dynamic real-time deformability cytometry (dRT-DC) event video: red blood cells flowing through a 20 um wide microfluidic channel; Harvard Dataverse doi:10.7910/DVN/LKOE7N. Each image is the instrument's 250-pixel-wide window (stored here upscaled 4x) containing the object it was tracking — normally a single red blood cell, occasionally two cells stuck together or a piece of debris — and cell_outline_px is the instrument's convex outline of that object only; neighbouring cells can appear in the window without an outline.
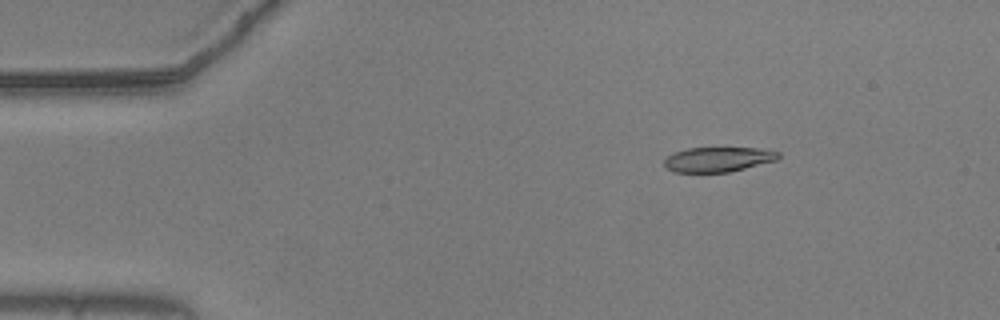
{"species": "common noctule bat (a hibernating species)", "species_latin": "Nyctalus noctula", "temperature_condition": "warm", "stored_images_in_passage": 53, "camera_frame_rate_fps": 3000, "um_per_image_px": 0.085, "animal": {"sex": "male", "body_mass_g": 20.5, "forearm_length_mm": 52.5}, "frame": {"image": 1, "passage_image": 6, "time_ms": 1.667, "image_size_px": [1000, 320], "cell_outline_px": [[780, 156], [776, 160], [728, 172], [672, 172], [664, 168], [664, 160], [668, 156], [676, 152], [688, 148], [756, 148], [780, 152]], "centroid_in_image_um": [61.0, 13.55], "position_along_channel_um": 24.0, "area_um2": 16.36}}
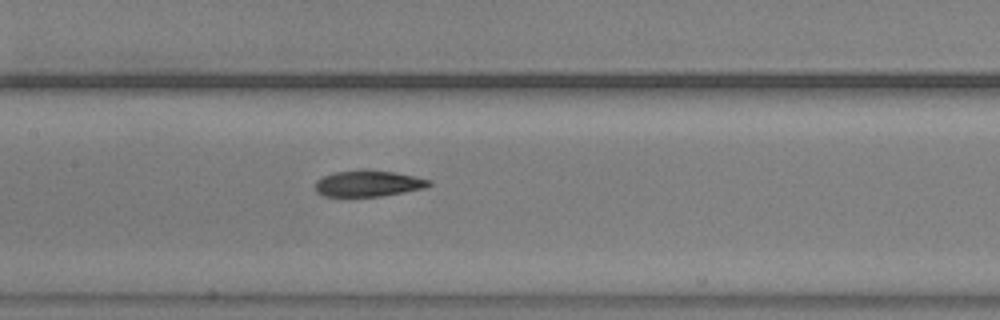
{"frame": {"image": 2, "passage_image": 24, "time_ms": 7.667, "image_size_px": [1000, 320], "cell_outline_px": [[432, 184], [424, 188], [404, 192], [380, 196], [324, 196], [316, 192], [316, 180], [324, 176], [336, 172], [360, 168], [364, 168], [396, 172], [432, 180]], "centroid_in_image_um": [31.32, 15.57], "position_along_channel_um": 176.1, "area_um2": 17.57}}
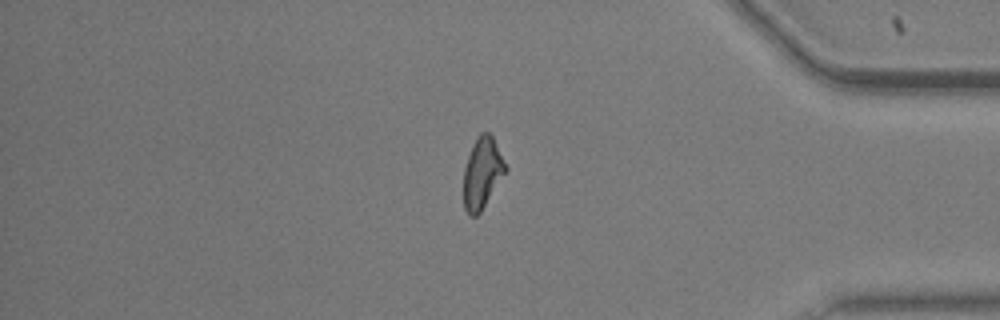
{"frame": {"image": 3, "passage_image": 44, "time_ms": 14.333, "image_size_px": [1000, 320], "cell_outline_px": [[508, 168], [480, 212], [476, 216], [468, 216], [464, 208], [464, 168], [472, 144], [476, 136], [480, 132], [488, 132], [492, 136]], "centroid_in_image_um": [40.97, 14.69], "position_along_channel_um": 394.2, "area_um2": 17.22}, "authors_computed_cell_mechanics": {"area_um2": 17.7446, "velocity_mm_per_s": 3.6935, "shape_relaxation_time_tau1_ms": 8.3895, "shape_relaxation_time_tau2_ms": 4.5347, "deformation_change_tau1": 0.2272, "deformation_change_tau2": 0.1235}}